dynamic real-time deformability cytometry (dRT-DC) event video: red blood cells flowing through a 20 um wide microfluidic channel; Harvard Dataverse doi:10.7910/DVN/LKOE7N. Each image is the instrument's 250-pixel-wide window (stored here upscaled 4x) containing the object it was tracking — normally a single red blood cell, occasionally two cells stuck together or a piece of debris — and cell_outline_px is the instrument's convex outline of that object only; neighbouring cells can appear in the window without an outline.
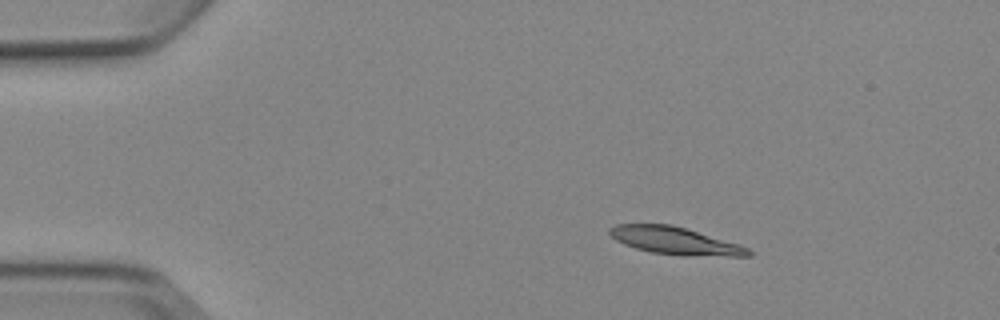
{"species": "Egyptian fruit bat (a non-hibernating species)", "species_latin": "Rousettus aegyptiacus", "temperature_condition": "cold", "stored_images_in_passage": 4, "camera_frame_rate_fps": 3000, "um_per_image_px": 0.085, "animal": {"sex": "female"}, "frame": {"image": 1, "passage_image": 2, "time_ms": 2.0, "image_size_px": [1000, 320], "cell_outline_px": [[752, 256], [680, 256], [652, 252], [636, 248], [624, 244], [616, 240], [608, 232], [608, 228], [616, 224], [672, 224], [740, 244], [748, 248], [752, 252]], "centroid_in_image_um": [57.4, 20.47], "position_along_channel_um": 27.6, "area_um2": 22.31}}